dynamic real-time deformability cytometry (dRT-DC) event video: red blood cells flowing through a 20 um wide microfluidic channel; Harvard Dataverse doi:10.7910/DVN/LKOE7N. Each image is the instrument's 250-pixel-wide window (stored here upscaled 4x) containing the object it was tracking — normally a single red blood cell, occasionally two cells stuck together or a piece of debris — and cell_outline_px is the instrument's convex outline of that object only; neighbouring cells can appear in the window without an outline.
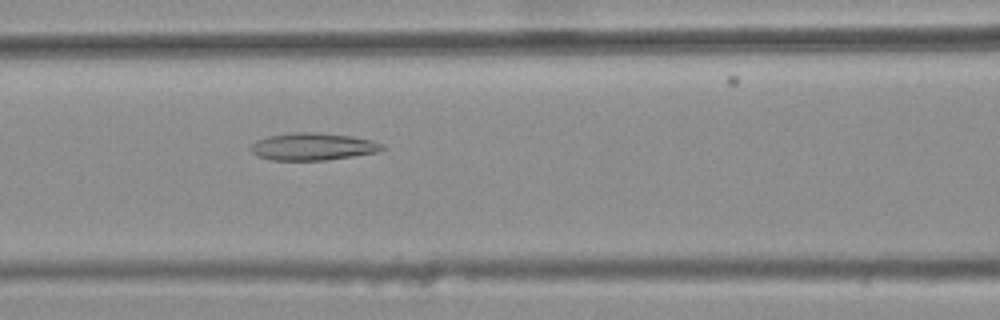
{"species": "common noctule bat (a hibernating species)", "species_latin": "Nyctalus noctula", "temperature_condition": "warm", "stored_images_in_passage": 49, "camera_frame_rate_fps": 3000, "um_per_image_px": 0.085, "animal": {"sex": "female", "body_mass_g": 25.1}, "frame": {"image": 1, "passage_image": 23, "time_ms": 7.333, "image_size_px": [1000, 320], "cell_outline_px": [[384, 148], [376, 152], [328, 160], [272, 160], [256, 156], [248, 148], [256, 140], [268, 136], [296, 132], [316, 132], [352, 136], [372, 140], [384, 144]], "centroid_in_image_um": [26.56, 12.46], "position_along_channel_um": 140.0, "area_um2": 20.98}}
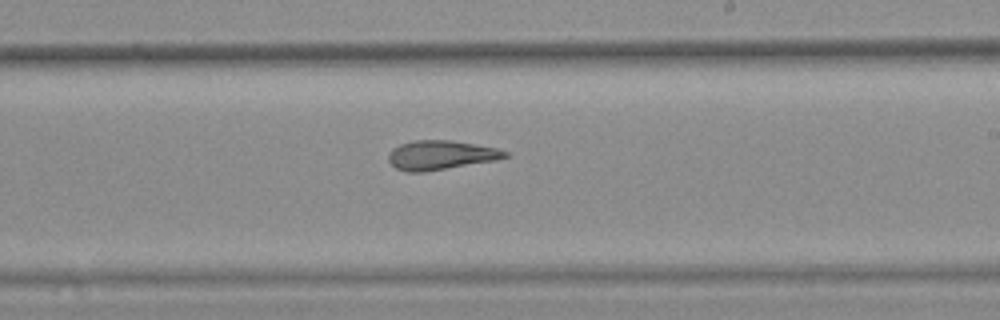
{"frame": {"image": 2, "passage_image": 32, "time_ms": 10.333, "image_size_px": [1000, 320], "cell_outline_px": [[508, 156], [496, 160], [424, 172], [408, 172], [396, 168], [388, 160], [388, 152], [392, 148], [400, 144], [416, 140], [452, 140], [476, 144], [496, 148], [508, 152]], "centroid_in_image_um": [37.44, 13.18], "position_along_channel_um": 251.6, "area_um2": 19.83}}
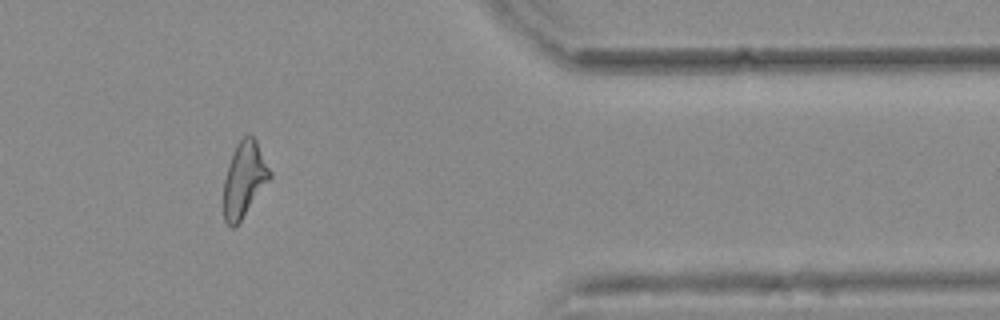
{"frame": {"image": 3, "passage_image": 45, "time_ms": 14.667, "image_size_px": [1000, 320], "cell_outline_px": [[272, 176], [240, 220], [232, 228], [224, 220], [224, 180], [228, 164], [232, 152], [236, 144], [248, 132], [256, 140], [272, 172]], "centroid_in_image_um": [20.76, 15.19], "position_along_channel_um": 390.6, "area_um2": 20.0}, "authors_computed_cell_mechanics": {"area_um2": 20.7502, "velocity_mm_per_s": 3.7282, "shape_relaxation_time_tau1_ms": null, "shape_relaxation_time_tau2_ms": 4.7326, "deformation_change_tau1": null, "deformation_change_tau2": 0.1658}}